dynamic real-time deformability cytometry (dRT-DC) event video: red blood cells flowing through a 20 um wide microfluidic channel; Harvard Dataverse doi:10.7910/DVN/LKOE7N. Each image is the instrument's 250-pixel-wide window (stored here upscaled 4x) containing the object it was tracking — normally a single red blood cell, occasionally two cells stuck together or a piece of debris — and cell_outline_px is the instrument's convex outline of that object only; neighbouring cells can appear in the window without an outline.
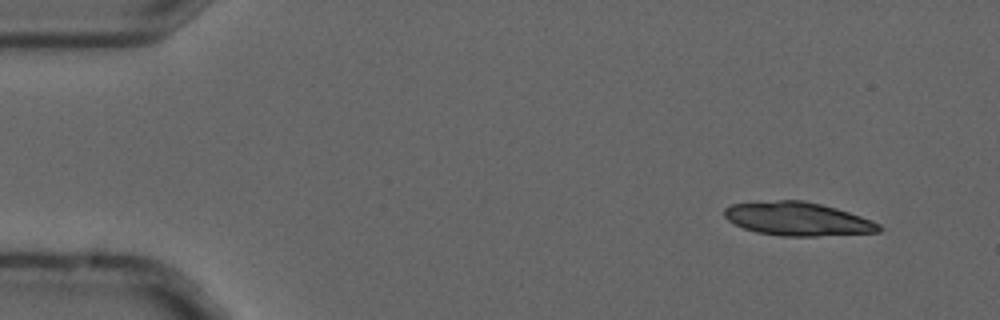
{"species": "common noctule bat (a hibernating species)", "species_latin": "Nyctalus noctula", "temperature_condition": "cold", "stored_images_in_passage": 3, "camera_frame_rate_fps": 3000, "um_per_image_px": 0.085, "animal": {"sex": "male", "forearm_length_mm": 52.5}, "frame": {"image": 1, "passage_image": 1, "time_ms": 0.0, "image_size_px": [1000, 320], "cell_outline_px": [[884, 228], [880, 232], [816, 236], [780, 236], [756, 232], [744, 228], [728, 220], [724, 216], [724, 208], [732, 204], [780, 200], [804, 200], [836, 208], [872, 220], [880, 224]], "centroid_in_image_um": [67.83, 18.61], "position_along_channel_um": 17.2, "area_um2": 30.11}}